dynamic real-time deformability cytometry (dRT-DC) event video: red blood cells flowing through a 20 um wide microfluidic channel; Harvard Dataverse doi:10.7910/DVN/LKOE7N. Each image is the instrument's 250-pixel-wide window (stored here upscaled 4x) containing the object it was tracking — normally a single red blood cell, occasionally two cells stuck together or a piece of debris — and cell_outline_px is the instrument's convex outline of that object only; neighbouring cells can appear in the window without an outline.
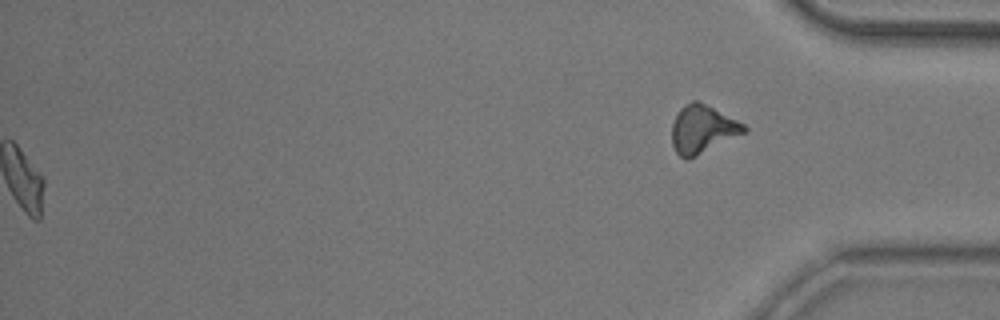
{"species": "common noctule bat (a hibernating species)", "species_latin": "Nyctalus noctula", "temperature_condition": "room temperature", "stored_images_in_passage": 52, "segment_of_instrument_passage": [2, 2], "camera_frame_rate_fps": 3000, "um_per_image_px": 0.085, "animal": {"sex": "male", "body_mass_g": 20.5, "forearm_length_mm": 52.5}, "frame": {"image": 1, "passage_image": 52, "time_ms": 17.0, "image_size_px": [1000, 320], "cell_outline_px": [[748, 128], [744, 132], [688, 160], [680, 156], [676, 152], [672, 144], [672, 124], [680, 108], [684, 104], [692, 100], [700, 100], [744, 124]], "centroid_in_image_um": [59.68, 10.96], "position_along_channel_um": 375.5, "area_um2": 20.0}}